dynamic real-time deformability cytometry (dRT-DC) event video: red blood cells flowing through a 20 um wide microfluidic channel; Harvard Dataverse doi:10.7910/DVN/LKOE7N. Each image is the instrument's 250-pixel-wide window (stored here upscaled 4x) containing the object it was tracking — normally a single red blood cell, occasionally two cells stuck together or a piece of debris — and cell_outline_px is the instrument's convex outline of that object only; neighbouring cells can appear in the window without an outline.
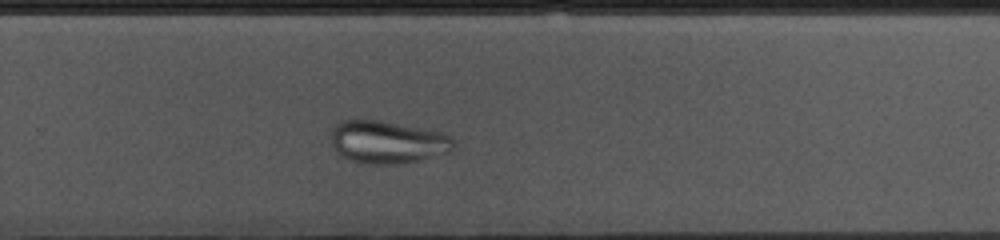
{"species": "common noctule bat (a hibernating species)", "species_latin": "Nyctalus noctula", "temperature_condition": "cold", "stored_images_in_passage": 40, "camera_frame_rate_fps": 3000, "um_per_image_px": 0.085, "animal": {"sex": "female", "body_mass_g": 10.0, "forearm_length_mm": 53.1}, "frame": {"image": 1, "passage_image": 29, "time_ms": 9.333, "image_size_px": [1000, 240], "cell_outline_px": [[456, 148], [452, 152], [420, 160], [400, 164], [372, 164], [352, 160], [344, 156], [332, 144], [332, 128], [340, 120], [380, 120], [444, 132], [452, 136], [456, 140]], "centroid_in_image_um": [33.05, 12.07], "position_along_channel_um": 296.7, "area_um2": 30.69}}